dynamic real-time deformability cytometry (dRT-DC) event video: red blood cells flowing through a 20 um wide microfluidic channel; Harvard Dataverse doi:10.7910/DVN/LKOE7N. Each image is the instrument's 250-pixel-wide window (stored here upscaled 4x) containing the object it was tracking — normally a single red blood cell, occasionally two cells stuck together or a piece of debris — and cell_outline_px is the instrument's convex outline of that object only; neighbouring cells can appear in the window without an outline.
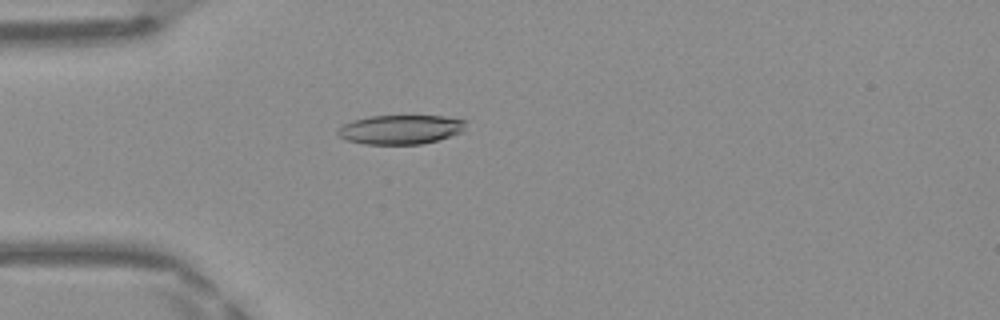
{"species": "Egyptian fruit bat (a non-hibernating species)", "species_latin": "Rousettus aegyptiacus", "temperature_condition": "warm", "stored_images_in_passage": 44, "camera_frame_rate_fps": 3000, "um_per_image_px": 0.085, "frame": {"image": 1, "passage_image": 9, "time_ms": 2.667, "image_size_px": [1000, 320], "cell_outline_px": [[468, 120], [464, 132], [436, 140], [420, 144], [364, 144], [348, 140], [340, 136], [336, 132], [344, 124], [352, 120], [372, 116], [444, 116]], "centroid_in_image_um": [34.1, 11.0], "position_along_channel_um": 50.9, "area_um2": 21.79}}
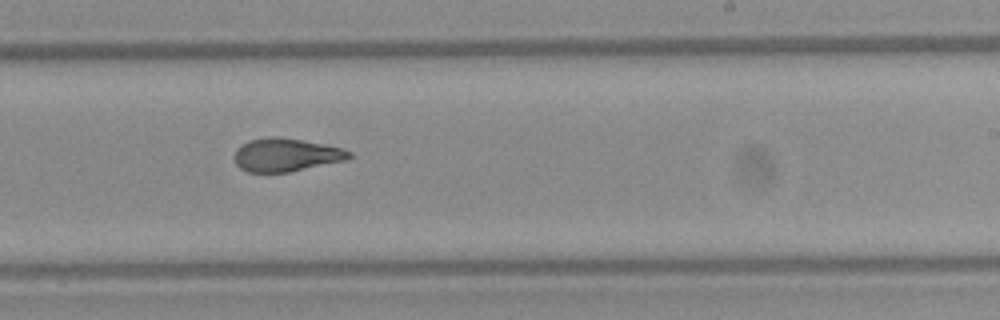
{"frame": {"image": 2, "passage_image": 25, "time_ms": 8.0, "image_size_px": [1000, 320], "cell_outline_px": [[352, 156], [344, 160], [288, 172], [248, 172], [240, 168], [236, 164], [236, 152], [248, 140], [272, 136], [276, 136], [324, 144], [344, 148], [352, 152]], "centroid_in_image_um": [24.34, 13.16], "position_along_channel_um": 264.7, "area_um2": 21.79}}
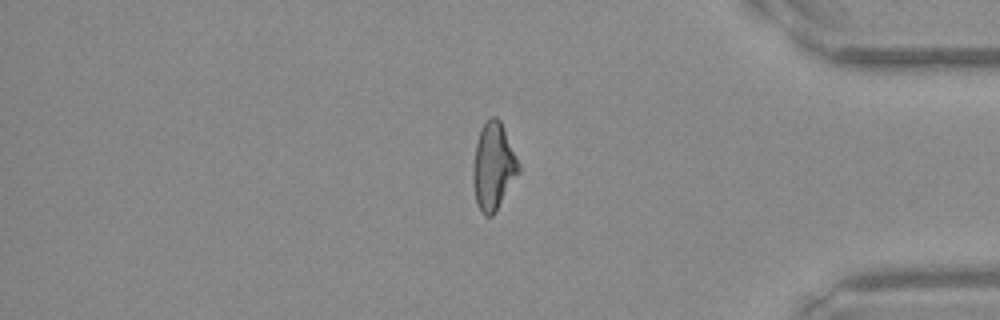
{"frame": {"image": 3, "passage_image": 36, "time_ms": 11.667, "image_size_px": [1000, 320], "cell_outline_px": [[520, 172], [496, 212], [492, 216], [484, 216], [480, 212], [476, 204], [472, 180], [472, 168], [476, 144], [480, 128], [492, 116], [496, 116], [500, 120], [520, 164]], "centroid_in_image_um": [41.93, 14.19], "position_along_channel_um": 393.3, "area_um2": 23.41}, "authors_computed_cell_mechanics": {"area_um2": 22.7732, "velocity_mm_per_s": 4.2001, "shape_relaxation_time_tau1_ms": 9.396, "shape_relaxation_time_tau2_ms": 1.6756, "deformation_change_tau1": 0.2537, "deformation_change_tau2": 0.1025}}